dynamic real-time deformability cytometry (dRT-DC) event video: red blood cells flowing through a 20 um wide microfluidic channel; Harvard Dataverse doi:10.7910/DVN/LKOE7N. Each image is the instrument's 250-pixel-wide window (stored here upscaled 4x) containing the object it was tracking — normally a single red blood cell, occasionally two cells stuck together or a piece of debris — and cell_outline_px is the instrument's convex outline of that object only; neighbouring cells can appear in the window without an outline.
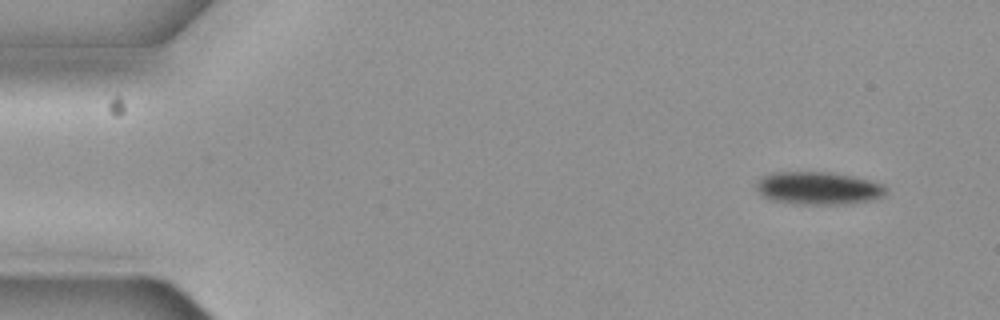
{"species": "common noctule bat (a hibernating species)", "species_latin": "Nyctalus noctula", "temperature_condition": "cold", "stored_images_in_passage": 9, "camera_frame_rate_fps": 3000, "um_per_image_px": 0.085, "animal": {"sex": "female", "body_mass_g": 19.3, "forearm_length_mm": 54.1}, "frame": {"image": 1, "passage_image": 1, "time_ms": 0.0, "image_size_px": [1000, 320], "cell_outline_px": [[884, 196], [872, 200], [848, 204], [800, 204], [772, 200], [764, 196], [756, 188], [756, 184], [764, 176], [776, 172], [828, 172], [868, 180], [880, 184], [884, 188]], "centroid_in_image_um": [69.54, 16.01], "position_along_channel_um": 15.5, "area_um2": 24.22}}
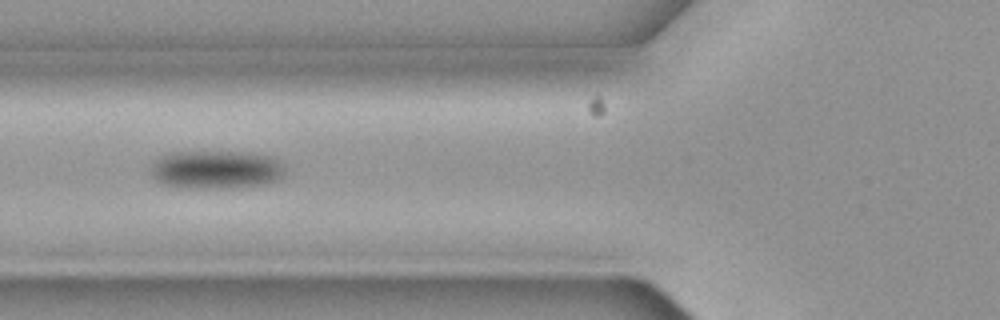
{"frame": {"image": 2, "passage_image": 6, "time_ms": 1.667, "image_size_px": [1000, 320], "cell_outline_px": [[284, 176], [280, 180], [260, 184], [232, 188], [192, 188], [164, 184], [156, 180], [152, 176], [148, 168], [160, 156], [172, 152], [240, 152], [268, 156], [276, 160], [284, 168]], "centroid_in_image_um": [18.32, 14.42], "position_along_channel_um": 107.5, "area_um2": 29.82}}
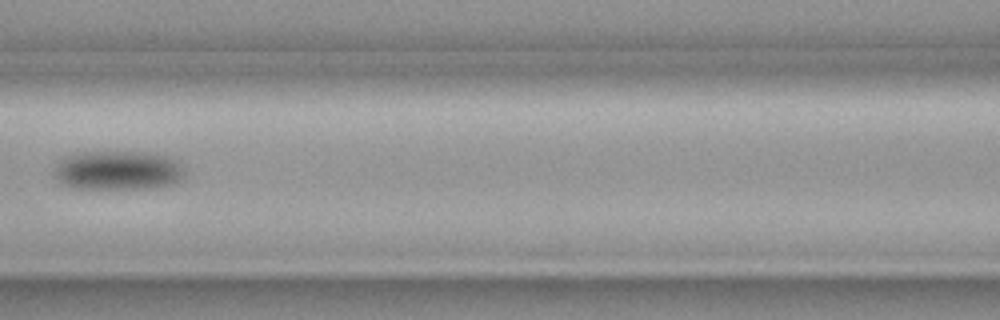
{"frame": {"image": 3, "passage_image": 7, "time_ms": 2.0, "image_size_px": [1000, 320], "cell_outline_px": [[188, 172], [180, 180], [172, 184], [152, 188], [76, 188], [60, 184], [56, 176], [56, 164], [60, 160], [68, 156], [80, 152], [152, 152], [168, 156], [180, 160]], "centroid_in_image_um": [10.13, 14.47], "position_along_channel_um": 156.5, "area_um2": 30.17}}